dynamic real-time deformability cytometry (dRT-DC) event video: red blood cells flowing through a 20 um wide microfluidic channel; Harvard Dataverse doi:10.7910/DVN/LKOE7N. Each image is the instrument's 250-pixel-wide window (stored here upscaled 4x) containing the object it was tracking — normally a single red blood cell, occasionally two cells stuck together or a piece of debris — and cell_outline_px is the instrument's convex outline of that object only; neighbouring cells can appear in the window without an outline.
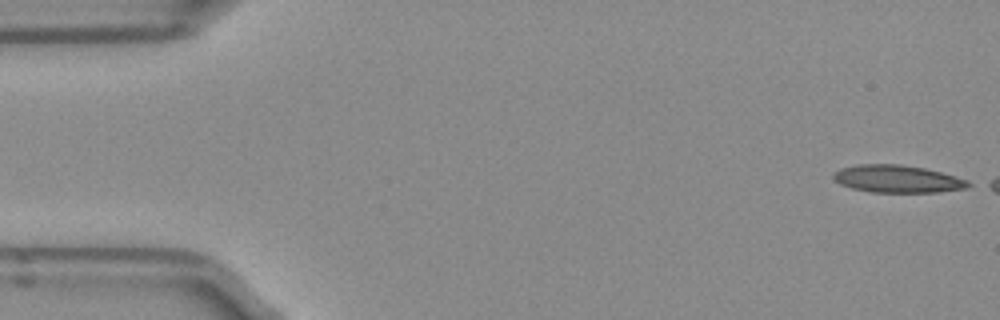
{"species": "Egyptian fruit bat (a non-hibernating species)", "species_latin": "Rousettus aegyptiacus", "temperature_condition": "room temperature", "stored_images_in_passage": 13, "camera_frame_rate_fps": 3000, "um_per_image_px": 0.085, "frame": {"image": 1, "passage_image": 1, "time_ms": 0.0, "image_size_px": [1000, 320], "cell_outline_px": [[976, 184], [968, 188], [940, 192], [868, 192], [852, 188], [840, 184], [832, 176], [832, 172], [840, 168], [860, 164], [900, 164], [924, 168], [956, 176], [968, 180]], "centroid_in_image_um": [76.32, 15.21], "position_along_channel_um": 8.7, "area_um2": 21.85}}
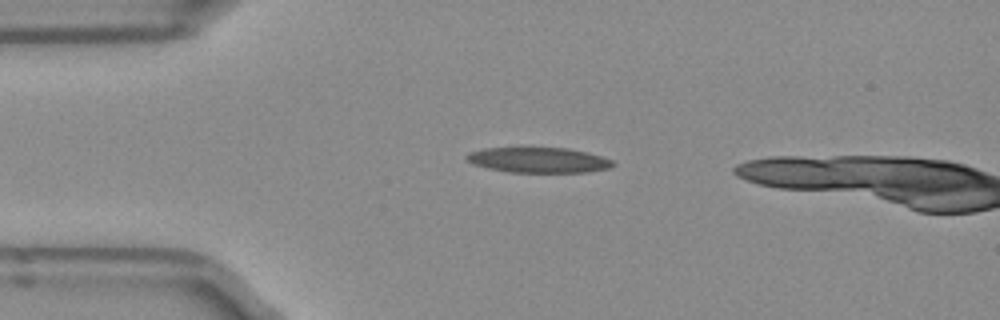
{"frame": {"image": 2, "passage_image": 11, "time_ms": 3.333, "image_size_px": [1000, 320], "cell_outline_px": [[616, 164], [612, 168], [588, 172], [508, 172], [488, 168], [472, 164], [464, 156], [468, 152], [484, 148], [568, 148], [588, 152], [612, 160]], "centroid_in_image_um": [45.79, 13.6], "position_along_channel_um": 39.2, "area_um2": 21.68}}